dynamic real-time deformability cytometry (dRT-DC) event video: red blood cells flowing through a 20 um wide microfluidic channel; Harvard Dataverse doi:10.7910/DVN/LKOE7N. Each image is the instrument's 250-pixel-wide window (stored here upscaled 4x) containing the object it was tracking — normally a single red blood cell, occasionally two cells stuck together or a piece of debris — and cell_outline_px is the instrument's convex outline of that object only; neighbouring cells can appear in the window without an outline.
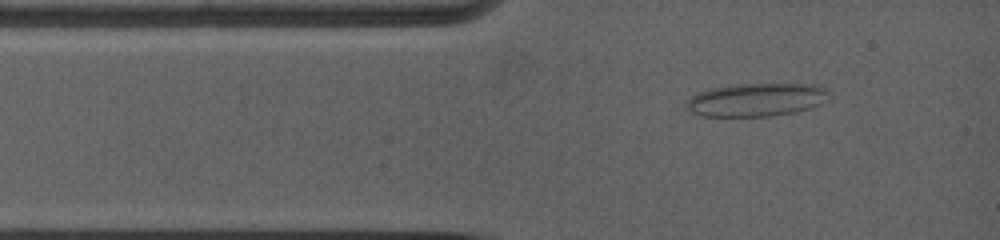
{"species": "common noctule bat (a hibernating species)", "species_latin": "Nyctalus noctula", "temperature_condition": "warm", "stored_images_in_passage": 9, "camera_frame_rate_fps": 5000, "um_per_image_px": 0.085, "animal": {"sex": "female", "body_mass_g": 19.0, "forearm_length_mm": 53.3}, "frame": {"image": 1, "passage_image": 2, "time_ms": 1.0, "image_size_px": [1000, 240], "cell_outline_px": [[824, 92], [816, 104], [808, 108], [792, 112], [764, 116], [704, 116], [688, 108], [688, 100], [692, 96], [700, 92], [712, 88], [736, 84], [804, 84], [824, 88]], "centroid_in_image_um": [64.16, 8.47], "position_along_channel_um": 20.8, "area_um2": 26.13}}
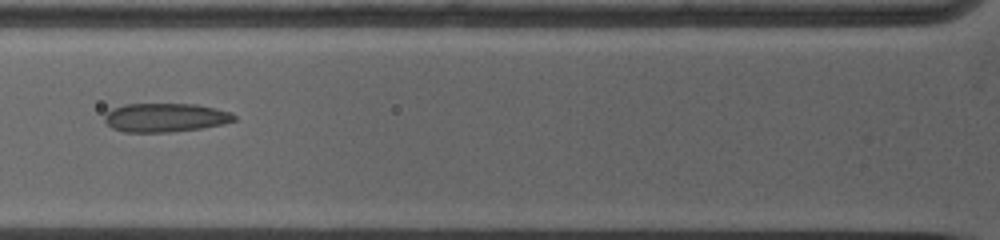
{"frame": {"image": 2, "passage_image": 6, "time_ms": 3.8, "image_size_px": [1000, 240], "cell_outline_px": [[236, 120], [220, 124], [200, 128], [164, 132], [124, 132], [112, 128], [104, 120], [104, 116], [112, 108], [124, 104], [196, 104], [228, 112], [236, 116]], "centroid_in_image_um": [13.99, 9.99], "position_along_channel_um": 111.8, "area_um2": 21.39}}
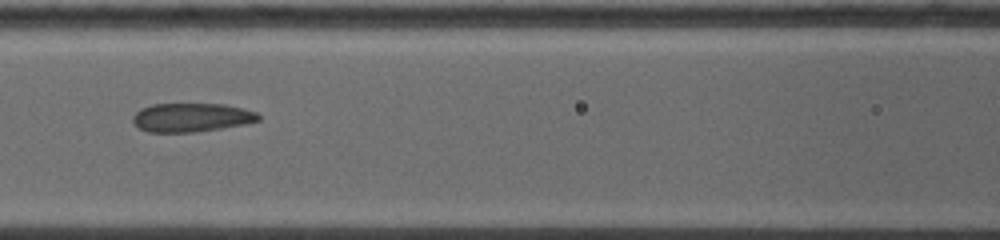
{"frame": {"image": 3, "passage_image": 8, "time_ms": 4.8, "image_size_px": [1000, 240], "cell_outline_px": [[260, 120], [240, 124], [216, 128], [188, 132], [152, 132], [140, 128], [132, 120], [136, 112], [140, 108], [152, 104], [224, 104], [256, 112], [260, 116]], "centroid_in_image_um": [16.23, 9.96], "position_along_channel_um": 150.4, "area_um2": 20.46}}